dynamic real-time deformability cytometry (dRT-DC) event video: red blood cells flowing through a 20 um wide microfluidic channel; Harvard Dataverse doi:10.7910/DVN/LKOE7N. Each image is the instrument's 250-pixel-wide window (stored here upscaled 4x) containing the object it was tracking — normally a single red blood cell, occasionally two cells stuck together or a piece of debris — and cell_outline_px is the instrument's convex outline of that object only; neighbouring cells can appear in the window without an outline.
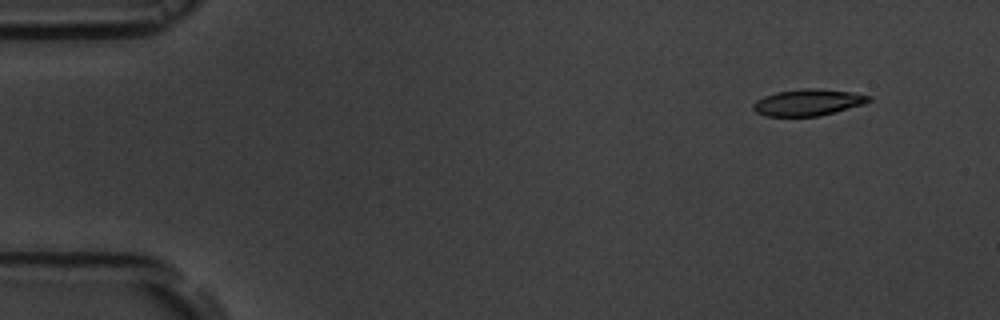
{"species": "common noctule bat (a hibernating species)", "species_latin": "Nyctalus noctula", "temperature_condition": "room temperature", "stored_images_in_passage": 5, "camera_frame_rate_fps": 3000, "um_per_image_px": 0.085, "animal": {"sex": "male", "body_mass_g": 19.5, "forearm_length_mm": 54.6}, "frame": {"image": 1, "passage_image": 2, "time_ms": 1.0, "image_size_px": [1000, 320], "cell_outline_px": [[872, 100], [864, 104], [820, 116], [764, 116], [756, 112], [752, 108], [752, 104], [756, 100], [764, 96], [776, 92], [800, 88], [816, 88], [852, 92], [872, 96]], "centroid_in_image_um": [68.67, 8.7], "position_along_channel_um": 16.3, "area_um2": 18.03}}
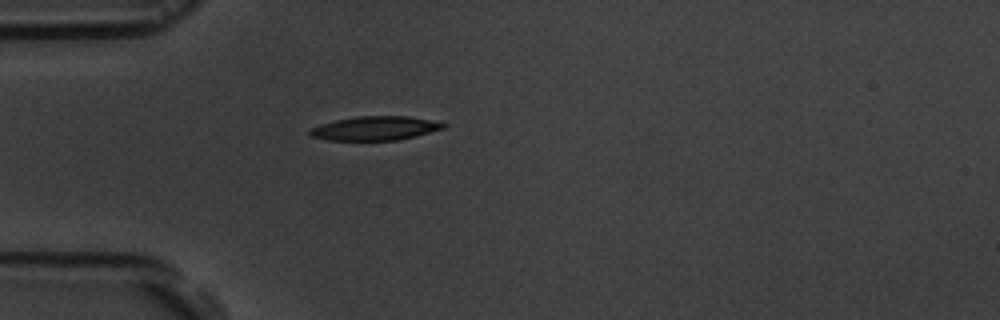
{"frame": {"image": 2, "passage_image": 5, "time_ms": 4.667, "image_size_px": [1000, 320], "cell_outline_px": [[448, 124], [444, 128], [416, 136], [396, 140], [328, 140], [308, 136], [308, 128], [320, 124], [336, 120], [356, 116], [408, 116], [432, 120]], "centroid_in_image_um": [31.84, 10.9], "position_along_channel_um": 53.2, "area_um2": 18.79}}